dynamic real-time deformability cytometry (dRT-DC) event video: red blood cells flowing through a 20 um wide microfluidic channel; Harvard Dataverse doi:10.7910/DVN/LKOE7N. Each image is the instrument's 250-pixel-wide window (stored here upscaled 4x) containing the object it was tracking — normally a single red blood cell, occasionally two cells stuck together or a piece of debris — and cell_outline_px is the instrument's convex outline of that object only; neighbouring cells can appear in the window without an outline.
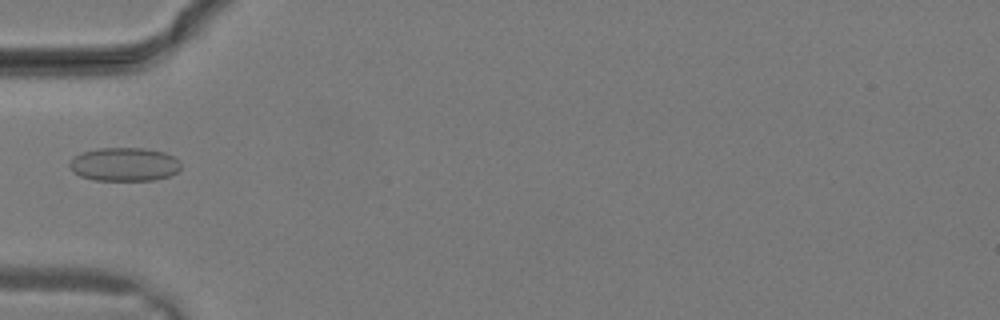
{"species": "common noctule bat (a hibernating species)", "species_latin": "Nyctalus noctula", "temperature_condition": "warm", "stored_images_in_passage": 23, "camera_frame_rate_fps": 3000, "um_per_image_px": 0.085, "animal": {"sex": "male", "body_mass_g": 19.2, "forearm_length_mm": 51.8}, "frame": {"image": 1, "passage_image": 11, "time_ms": 3.333, "image_size_px": [1000, 320], "cell_outline_px": [[180, 168], [176, 172], [168, 176], [152, 180], [96, 180], [80, 176], [72, 172], [68, 164], [76, 156], [84, 152], [100, 148], [144, 148], [164, 152], [172, 156], [180, 164]], "centroid_in_image_um": [10.55, 13.97], "position_along_channel_um": 74.5, "area_um2": 21.5}}
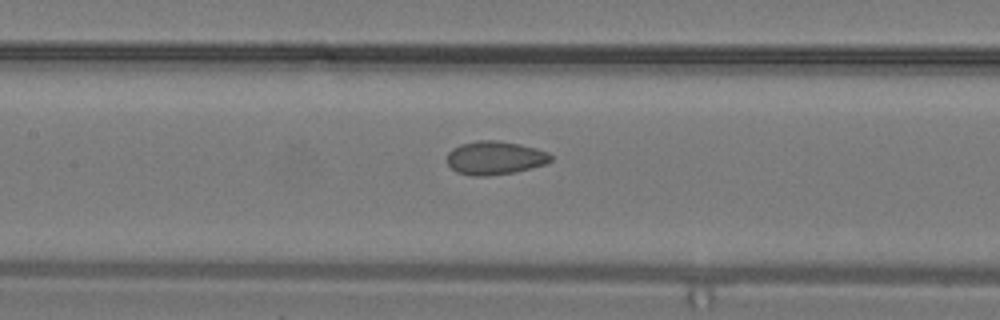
{"frame": {"image": 2, "passage_image": 15, "time_ms": 4.667, "image_size_px": [1000, 320], "cell_outline_px": [[552, 160], [544, 164], [516, 172], [484, 176], [472, 176], [456, 172], [448, 164], [448, 152], [452, 148], [460, 144], [476, 140], [496, 140], [520, 144], [536, 148], [548, 152], [552, 156]], "centroid_in_image_um": [42.06, 13.41], "position_along_channel_um": 165.3, "area_um2": 20.29}}
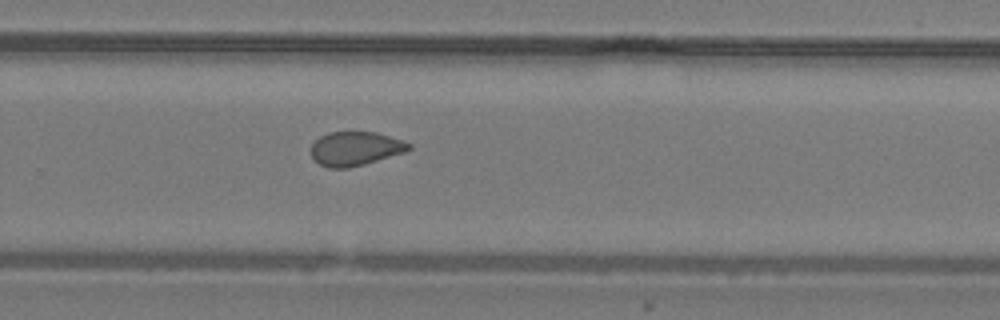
{"frame": {"image": 3, "passage_image": 21, "time_ms": 6.667, "image_size_px": [1000, 320], "cell_outline_px": [[412, 148], [404, 152], [364, 164], [348, 168], [328, 168], [320, 164], [312, 156], [312, 144], [320, 136], [328, 132], [376, 132], [412, 144]], "centroid_in_image_um": [30.19, 12.63], "position_along_channel_um": 299.6, "area_um2": 19.13}}